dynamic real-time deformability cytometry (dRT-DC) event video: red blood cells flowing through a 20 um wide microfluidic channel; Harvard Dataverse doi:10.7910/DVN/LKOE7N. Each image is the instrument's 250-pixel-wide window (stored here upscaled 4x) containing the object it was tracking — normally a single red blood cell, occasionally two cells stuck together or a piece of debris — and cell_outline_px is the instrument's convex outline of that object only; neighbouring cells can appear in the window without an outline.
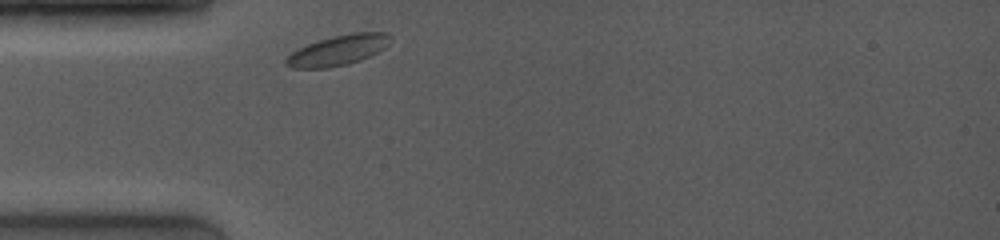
{"species": "common noctule bat (a hibernating species)", "species_latin": "Nyctalus noctula", "temperature_condition": "room temperature", "stored_images_in_passage": 44, "camera_frame_rate_fps": 4000, "um_per_image_px": 0.085, "animal": {"sex": "female", "body_mass_g": 19.0, "forearm_length_mm": 53.3}, "frame": {"image": 1, "passage_image": 1, "time_ms": 0.0, "image_size_px": [1000, 240], "cell_outline_px": [[392, 40], [384, 48], [360, 60], [348, 64], [328, 68], [292, 68], [284, 64], [284, 60], [292, 52], [308, 44], [332, 36], [352, 32], [388, 32], [392, 36]], "centroid_in_image_um": [28.76, 4.26], "position_along_channel_um": 56.2, "area_um2": 18.38}}
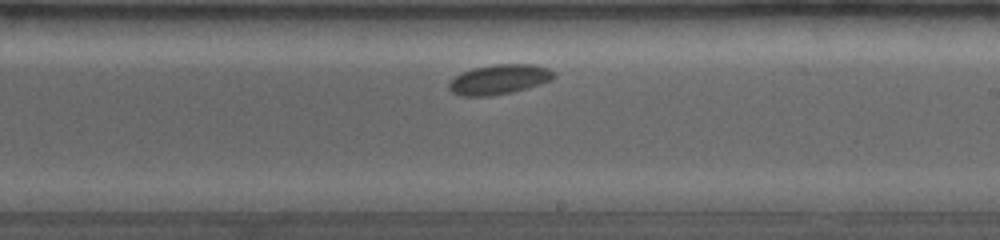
{"frame": {"image": 2, "passage_image": 29, "time_ms": 5.25, "image_size_px": [1000, 240], "cell_outline_px": [[556, 76], [552, 80], [528, 88], [512, 92], [488, 96], [460, 96], [452, 92], [448, 88], [448, 80], [460, 72], [472, 68], [492, 64], [536, 64], [548, 68], [556, 72]], "centroid_in_image_um": [42.41, 6.74], "position_along_channel_um": 246.6, "area_um2": 18.67}}
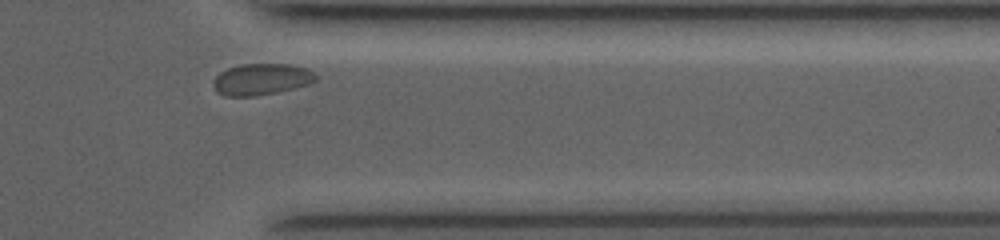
{"frame": {"image": 3, "passage_image": 43, "time_ms": 9.0, "image_size_px": [1000, 240], "cell_outline_px": [[316, 80], [308, 84], [296, 88], [256, 96], [224, 96], [216, 92], [212, 84], [212, 80], [220, 72], [228, 68], [240, 64], [288, 64], [308, 68], [316, 76]], "centroid_in_image_um": [22.18, 6.74], "position_along_channel_um": 389.2, "area_um2": 18.9}}